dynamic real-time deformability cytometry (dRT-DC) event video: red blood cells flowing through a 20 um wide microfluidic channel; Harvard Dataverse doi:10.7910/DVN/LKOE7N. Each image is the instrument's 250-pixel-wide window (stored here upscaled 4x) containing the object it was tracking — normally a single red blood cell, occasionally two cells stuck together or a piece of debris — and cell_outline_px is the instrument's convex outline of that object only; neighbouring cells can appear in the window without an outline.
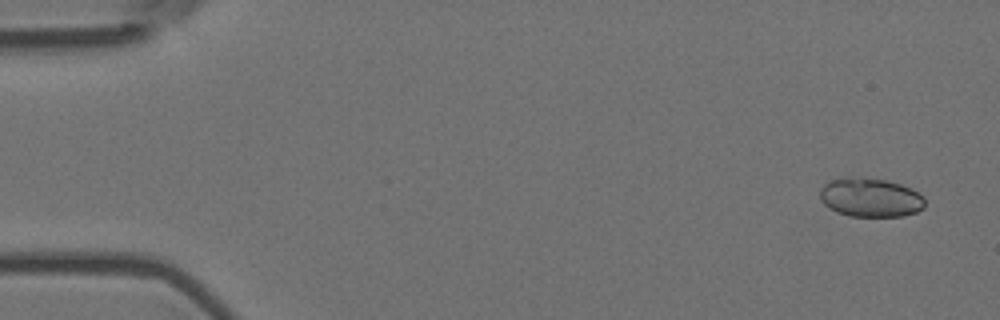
{"species": "Egyptian fruit bat (a non-hibernating species)", "species_latin": "Rousettus aegyptiacus", "temperature_condition": "room temperature", "stored_images_in_passage": 5, "camera_frame_rate_fps": 3000, "um_per_image_px": 0.085, "animal": {"sex": "female"}, "frame": {"image": 1, "passage_image": 1, "time_ms": 0.0, "image_size_px": [1000, 320], "cell_outline_px": [[924, 208], [916, 212], [904, 216], [848, 216], [836, 212], [828, 208], [820, 200], [820, 188], [824, 184], [832, 180], [848, 176], [860, 176], [888, 180], [912, 188], [924, 196]], "centroid_in_image_um": [73.97, 16.77], "position_along_channel_um": 11.0, "area_um2": 24.28}}
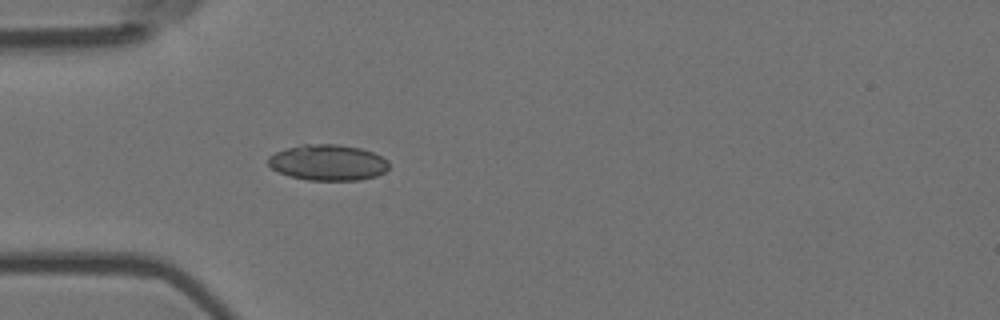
{"frame": {"image": 2, "passage_image": 5, "time_ms": 1.333, "image_size_px": [1000, 320], "cell_outline_px": [[388, 168], [384, 172], [376, 176], [360, 180], [308, 180], [288, 176], [272, 168], [268, 164], [268, 156], [276, 152], [288, 148], [304, 144], [336, 144], [360, 148], [372, 152], [388, 160]], "centroid_in_image_um": [27.87, 13.82], "position_along_channel_um": 57.1, "area_um2": 25.14}}